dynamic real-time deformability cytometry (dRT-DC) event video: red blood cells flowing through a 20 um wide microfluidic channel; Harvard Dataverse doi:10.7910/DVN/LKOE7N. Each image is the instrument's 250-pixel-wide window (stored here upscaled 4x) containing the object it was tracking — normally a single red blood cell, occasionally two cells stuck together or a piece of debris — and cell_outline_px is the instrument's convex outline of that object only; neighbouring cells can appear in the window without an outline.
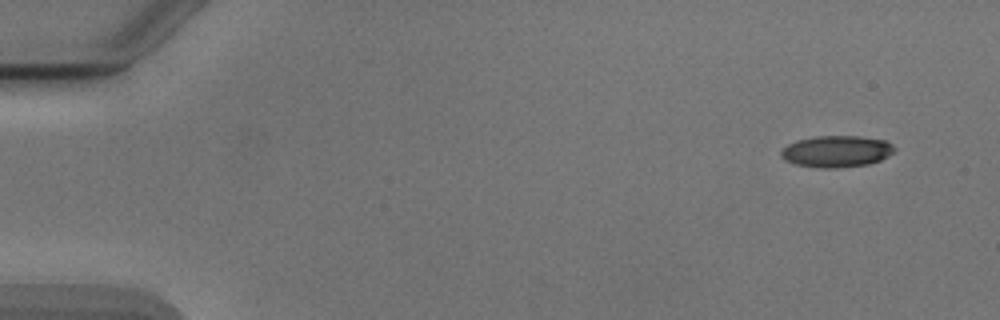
{"species": "Egyptian fruit bat (a non-hibernating species)", "species_latin": "Rousettus aegyptiacus", "temperature_condition": "cold", "stored_images_in_passage": 50, "camera_frame_rate_fps": 3000, "um_per_image_px": 0.085, "animal": {"sex": "male"}, "frame": {"image": 1, "passage_image": 1, "time_ms": 0.0, "image_size_px": [1000, 320], "cell_outline_px": [[896, 148], [888, 156], [880, 160], [868, 164], [836, 168], [820, 168], [796, 164], [784, 160], [780, 156], [780, 152], [788, 144], [796, 140], [816, 136], [860, 136], [884, 140], [892, 144]], "centroid_in_image_um": [71.09, 12.86], "position_along_channel_um": 13.9, "area_um2": 20.87}}
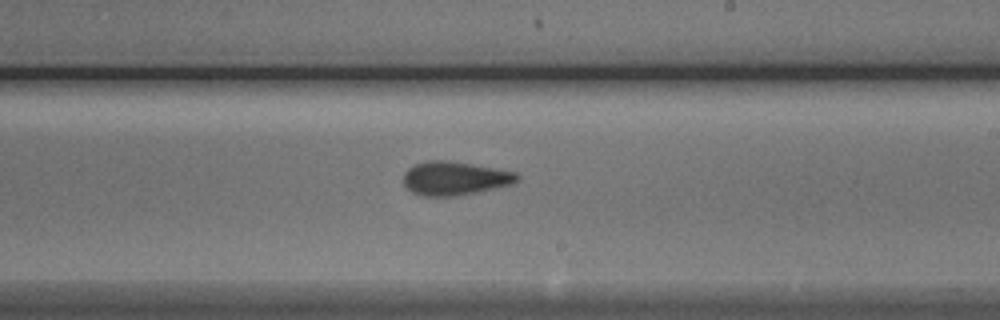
{"frame": {"image": 2, "passage_image": 29, "time_ms": 9.333, "image_size_px": [1000, 320], "cell_outline_px": [[520, 176], [512, 184], [496, 188], [460, 196], [424, 196], [412, 192], [404, 184], [404, 172], [408, 168], [416, 164], [428, 160], [444, 160], [516, 172]], "centroid_in_image_um": [38.64, 15.17], "position_along_channel_um": 250.4, "area_um2": 22.08}}
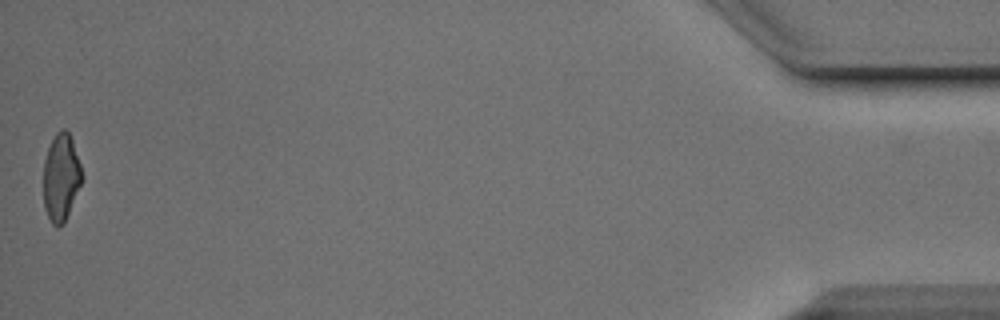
{"frame": {"image": 3, "passage_image": 50, "time_ms": 16.333, "image_size_px": [1000, 320], "cell_outline_px": [[84, 176], [64, 224], [52, 224], [44, 208], [44, 160], [48, 148], [56, 132], [60, 128], [64, 128], [68, 132], [72, 140]], "centroid_in_image_um": [5.19, 15.05], "position_along_channel_um": 430.0, "area_um2": 19.42}, "authors_computed_cell_mechanics": {"area_um2": 21.3282, "velocity_mm_per_s": 3.8966, "shape_relaxation_time_tau1_ms": 4.4086, "shape_relaxation_time_tau2_ms": 2.7252, "deformation_change_tau1": 0.1366, "deformation_change_tau2": 0.1054}}